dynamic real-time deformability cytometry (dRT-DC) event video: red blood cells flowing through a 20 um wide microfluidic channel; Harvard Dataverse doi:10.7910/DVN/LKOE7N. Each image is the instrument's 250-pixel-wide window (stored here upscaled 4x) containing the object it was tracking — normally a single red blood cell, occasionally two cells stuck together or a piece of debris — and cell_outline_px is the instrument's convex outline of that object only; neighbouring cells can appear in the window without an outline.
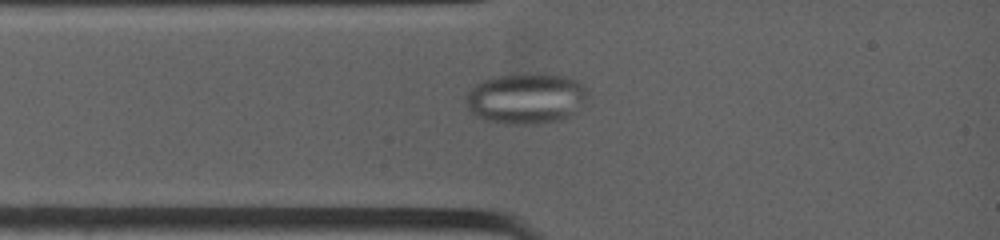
{"species": "common noctule bat (a hibernating species)", "species_latin": "Nyctalus noctula", "temperature_condition": "warm", "stored_images_in_passage": 76, "camera_frame_rate_fps": 4500, "um_per_image_px": 0.085, "animal": {"sex": "female", "body_mass_g": 19.0, "forearm_length_mm": 53.3}, "frame": {"image": 1, "passage_image": 11, "time_ms": 2.0, "image_size_px": [1000, 240], "cell_outline_px": [[588, 96], [568, 116], [556, 120], [540, 124], [504, 124], [488, 120], [476, 116], [468, 108], [464, 96], [476, 84], [484, 80], [496, 76], [568, 76], [584, 84], [588, 92]], "centroid_in_image_um": [44.68, 8.4], "position_along_channel_um": 40.3, "area_um2": 35.03}}
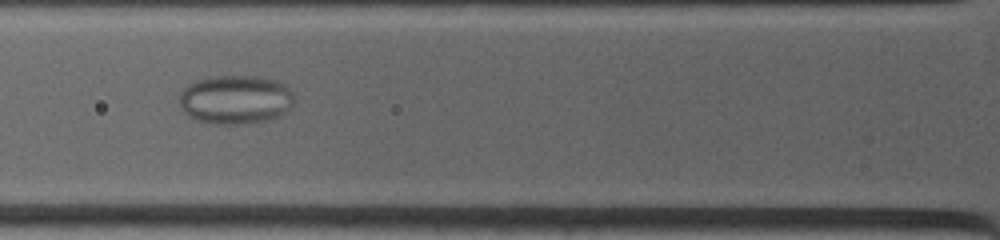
{"frame": {"image": 2, "passage_image": 20, "time_ms": 3.778, "image_size_px": [1000, 240], "cell_outline_px": [[296, 96], [292, 104], [280, 116], [268, 120], [244, 124], [212, 124], [196, 120], [188, 116], [184, 112], [180, 104], [180, 92], [188, 84], [196, 80], [216, 76], [256, 76], [276, 80], [284, 84]], "centroid_in_image_um": [20.02, 8.47], "position_along_channel_um": 105.8, "area_um2": 32.95}}